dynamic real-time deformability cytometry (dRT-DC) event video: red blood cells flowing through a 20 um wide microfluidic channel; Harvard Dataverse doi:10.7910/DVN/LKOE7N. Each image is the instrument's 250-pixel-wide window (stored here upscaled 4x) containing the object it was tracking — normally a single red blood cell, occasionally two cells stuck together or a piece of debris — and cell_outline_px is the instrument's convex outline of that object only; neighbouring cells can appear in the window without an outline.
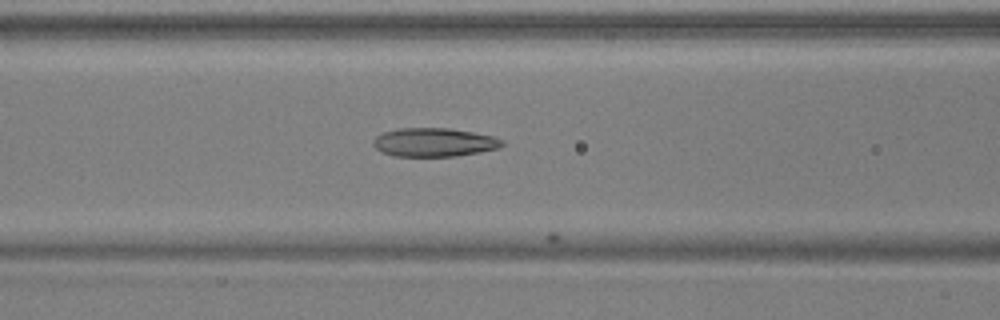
{"species": "common noctule bat (a hibernating species)", "species_latin": "Nyctalus noctula", "temperature_condition": "warm", "stored_images_in_passage": 8, "camera_frame_rate_fps": 3000, "um_per_image_px": 0.085, "animal": {"sex": "male", "body_mass_g": 17.9, "forearm_length_mm": 54.2}, "frame": {"image": 1, "passage_image": 7, "time_ms": 2.0, "image_size_px": [1000, 320], "cell_outline_px": [[504, 144], [500, 148], [480, 152], [456, 156], [392, 156], [380, 152], [372, 144], [372, 140], [376, 136], [384, 132], [396, 128], [448, 128], [472, 132], [492, 136], [504, 140]], "centroid_in_image_um": [36.87, 12.1], "position_along_channel_um": 129.7, "area_um2": 21.68}}